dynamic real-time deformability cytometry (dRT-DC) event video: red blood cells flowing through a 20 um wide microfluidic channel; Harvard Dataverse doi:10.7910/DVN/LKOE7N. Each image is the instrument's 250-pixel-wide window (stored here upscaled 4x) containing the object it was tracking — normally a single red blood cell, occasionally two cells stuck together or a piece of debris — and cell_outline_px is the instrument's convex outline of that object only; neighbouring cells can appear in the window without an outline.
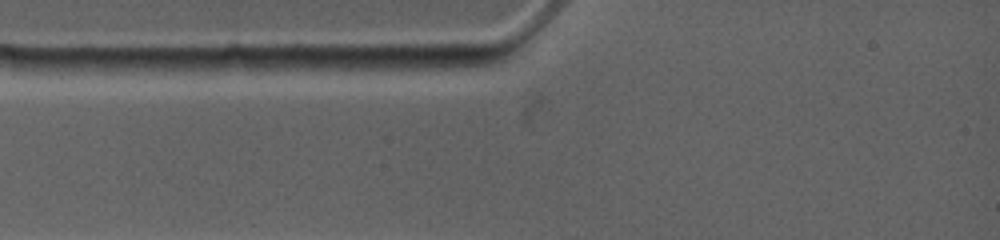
{"species": "common noctule bat (a hibernating species)", "species_latin": "Nyctalus noctula", "temperature_condition": "warm", "stored_images_in_passage": 3, "camera_frame_rate_fps": 4500, "um_per_image_px": 0.085, "animal": {"sex": "female", "body_mass_g": 19.0, "forearm_length_mm": 53.3}, "frame": {"image": 1, "passage_image": 1, "time_ms": 0.0, "image_size_px": [1000, 240], "cell_outline_px": [[252, 68], [228, 72], [184, 76], [136, 68], [140, 60], [228, 56], [244, 56]], "centroid_in_image_um": [16.65, 5.55], "position_along_channel_um": 68.4, "area_um2": 11.85}}